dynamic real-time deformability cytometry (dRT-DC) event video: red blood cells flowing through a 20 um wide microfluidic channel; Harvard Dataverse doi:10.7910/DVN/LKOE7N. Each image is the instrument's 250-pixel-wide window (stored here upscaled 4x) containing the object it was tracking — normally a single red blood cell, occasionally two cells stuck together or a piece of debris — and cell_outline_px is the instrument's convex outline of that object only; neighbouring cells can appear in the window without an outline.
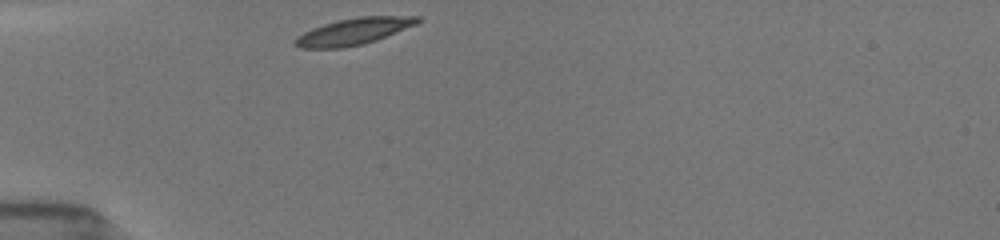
{"species": "common noctule bat (a hibernating species)", "species_latin": "Nyctalus noctula", "temperature_condition": "room temperature", "stored_images_in_passage": 32, "camera_frame_rate_fps": 3000, "um_per_image_px": 0.085, "animal": {"sex": "female", "body_mass_g": 19.5, "forearm_length_mm": 54.1}, "frame": {"image": 1, "passage_image": 1, "time_ms": 0.0, "image_size_px": [1000, 240], "cell_outline_px": [[424, 20], [416, 24], [376, 40], [364, 44], [344, 48], [300, 48], [292, 44], [292, 40], [296, 36], [312, 28], [336, 20], [360, 16], [420, 16]], "centroid_in_image_um": [30.03, 2.67], "position_along_channel_um": 55.0, "area_um2": 19.19}}
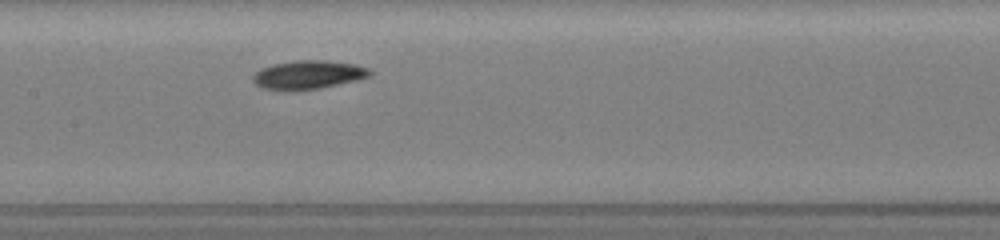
{"frame": {"image": 2, "passage_image": 12, "time_ms": 3.667, "image_size_px": [1000, 240], "cell_outline_px": [[372, 76], [356, 80], [320, 88], [296, 92], [288, 92], [260, 88], [252, 80], [252, 76], [260, 68], [272, 64], [296, 60], [328, 60], [356, 64], [368, 68], [372, 72]], "centroid_in_image_um": [26.16, 6.37], "position_along_channel_um": 181.2, "area_um2": 20.06}}
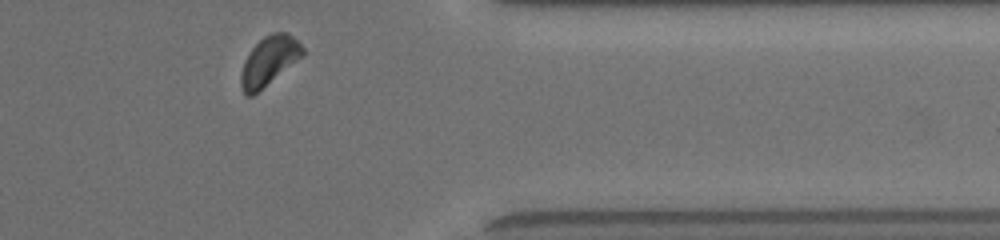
{"frame": {"image": 3, "passage_image": 29, "time_ms": 9.333, "image_size_px": [1000, 240], "cell_outline_px": [[304, 56], [252, 96], [248, 96], [244, 92], [240, 84], [240, 72], [244, 60], [252, 48], [264, 36], [272, 32], [288, 32], [304, 48]], "centroid_in_image_um": [22.87, 5.17], "position_along_channel_um": 388.5, "area_um2": 17.63}, "authors_computed_cell_mechanics": {"area_um2": 18.6116, "velocity_mm_per_s": 3.8496, "shape_relaxation_time_tau1_ms": 1.9441, "shape_relaxation_time_tau2_ms": null, "deformation_change_tau1": 0.0991, "deformation_change_tau2": null}}